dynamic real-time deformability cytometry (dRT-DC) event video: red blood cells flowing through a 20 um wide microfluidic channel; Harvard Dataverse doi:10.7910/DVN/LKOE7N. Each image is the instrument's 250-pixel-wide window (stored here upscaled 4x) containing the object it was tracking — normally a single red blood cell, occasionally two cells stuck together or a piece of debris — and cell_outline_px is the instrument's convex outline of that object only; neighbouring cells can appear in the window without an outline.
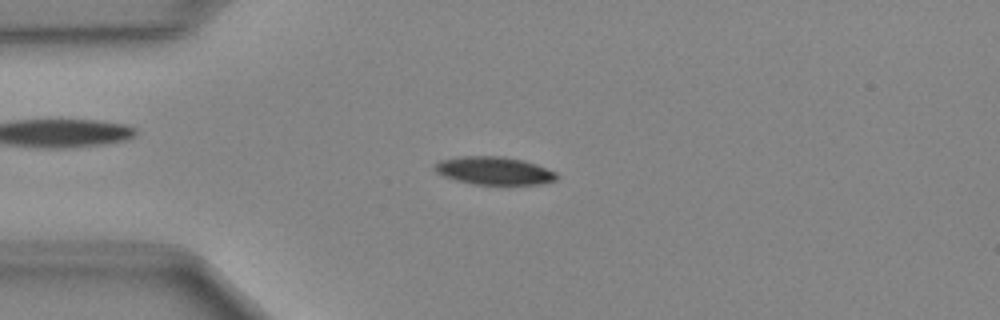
{"species": "Egyptian fruit bat (a non-hibernating species)", "species_latin": "Rousettus aegyptiacus", "temperature_condition": "cold", "stored_images_in_passage": 48, "camera_frame_rate_fps": 3000, "um_per_image_px": 0.085, "animal": {"sex": "female"}, "frame": {"image": 1, "passage_image": 11, "time_ms": 3.333, "image_size_px": [1000, 320], "cell_outline_px": [[556, 180], [544, 184], [472, 184], [456, 180], [444, 176], [436, 172], [432, 168], [432, 164], [440, 160], [460, 156], [504, 156], [524, 160], [536, 164], [556, 172]], "centroid_in_image_um": [41.96, 14.5], "position_along_channel_um": 43.0, "area_um2": 20.0}}
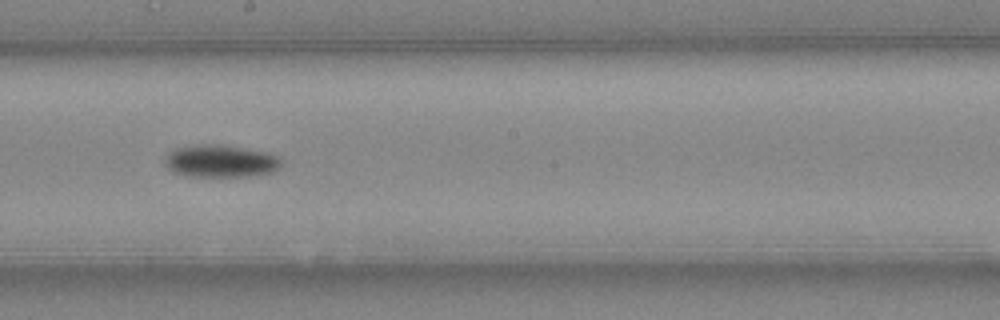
{"frame": {"image": 2, "passage_image": 26, "time_ms": 8.333, "image_size_px": [1000, 320], "cell_outline_px": [[284, 160], [272, 172], [248, 176], [184, 176], [172, 172], [164, 164], [164, 160], [168, 152], [176, 148], [200, 144], [224, 144], [264, 152], [276, 156]], "centroid_in_image_um": [18.69, 13.69], "position_along_channel_um": 229.5, "area_um2": 22.02}}
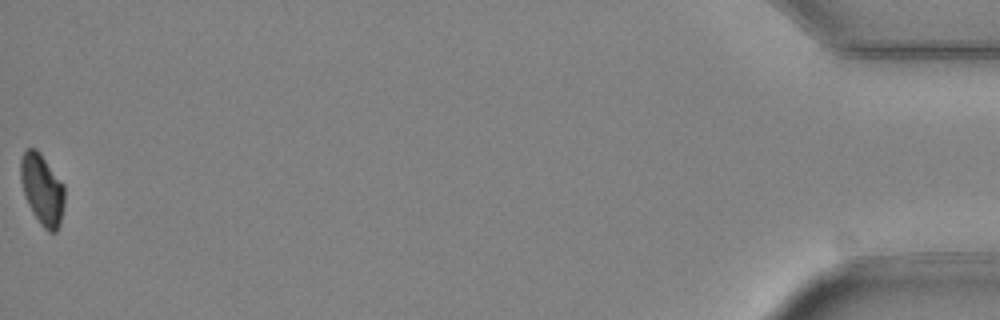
{"frame": {"image": 3, "passage_image": 48, "time_ms": 15.667, "image_size_px": [1000, 320], "cell_outline_px": [[64, 204], [60, 224], [56, 232], [48, 232], [40, 224], [32, 212], [24, 196], [20, 180], [20, 160], [24, 152], [28, 148], [36, 148], [40, 152], [64, 184]], "centroid_in_image_um": [3.58, 16.1], "position_along_channel_um": 431.6, "area_um2": 18.32}}